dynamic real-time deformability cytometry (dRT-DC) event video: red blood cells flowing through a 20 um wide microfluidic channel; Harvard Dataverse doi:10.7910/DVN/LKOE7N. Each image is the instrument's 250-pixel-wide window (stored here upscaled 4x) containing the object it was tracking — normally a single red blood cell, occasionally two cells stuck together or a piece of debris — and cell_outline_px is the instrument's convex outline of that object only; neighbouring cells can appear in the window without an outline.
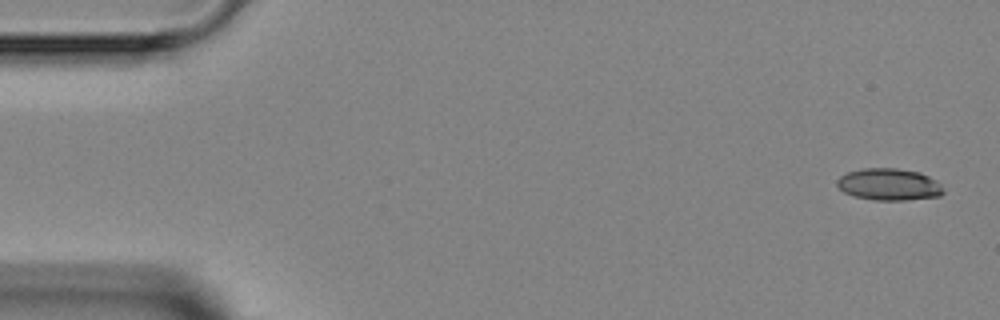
{"species": "Egyptian fruit bat (a non-hibernating species)", "species_latin": "Rousettus aegyptiacus", "temperature_condition": "room temperature", "stored_images_in_passage": 4, "camera_frame_rate_fps": 3000, "um_per_image_px": 0.085, "animal": {"sex": "female"}, "frame": {"image": 1, "passage_image": 1, "time_ms": 0.0, "image_size_px": [1000, 320], "cell_outline_px": [[944, 192], [940, 196], [908, 200], [872, 200], [852, 196], [844, 192], [836, 184], [836, 180], [840, 176], [848, 172], [864, 168], [896, 168], [920, 172], [936, 180], [944, 188]], "centroid_in_image_um": [75.57, 15.68], "position_along_channel_um": 9.4, "area_um2": 19.94}}
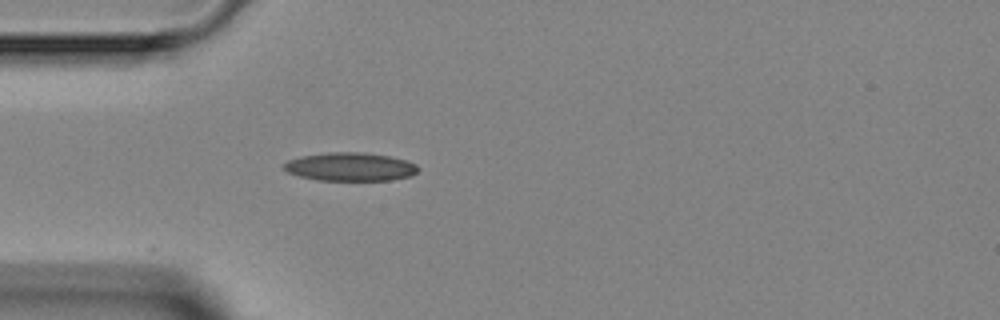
{"frame": {"image": 2, "passage_image": 4, "time_ms": 4.0, "image_size_px": [1000, 320], "cell_outline_px": [[420, 168], [416, 172], [408, 176], [392, 180], [316, 180], [300, 176], [288, 172], [284, 168], [284, 164], [288, 160], [300, 156], [328, 152], [364, 152], [388, 156], [404, 160], [416, 164]], "centroid_in_image_um": [29.76, 14.17], "position_along_channel_um": 55.2, "area_um2": 22.08}}